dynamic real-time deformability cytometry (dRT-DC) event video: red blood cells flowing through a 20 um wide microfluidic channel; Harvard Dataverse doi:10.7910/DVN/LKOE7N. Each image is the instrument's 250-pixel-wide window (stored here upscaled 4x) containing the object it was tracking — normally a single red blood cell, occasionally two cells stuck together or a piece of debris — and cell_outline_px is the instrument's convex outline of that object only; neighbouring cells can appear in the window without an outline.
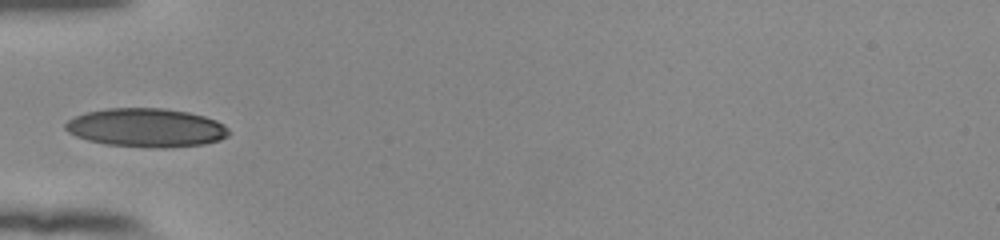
{"species": "human", "species_latin": "Homo sapiens", "temperature_condition": "room temperature", "stored_images_in_passage": 36, "camera_frame_rate_fps": 3000, "um_per_image_px": 0.085, "donor": {"sex": "female"}, "frame": {"image": 1, "passage_image": 1, "time_ms": 0.0, "image_size_px": [1000, 240], "cell_outline_px": [[232, 132], [228, 136], [220, 140], [204, 144], [164, 148], [152, 148], [108, 144], [88, 140], [76, 136], [68, 132], [64, 128], [64, 124], [68, 120], [84, 112], [108, 108], [164, 108], [188, 112], [204, 116], [216, 120], [224, 124]], "centroid_in_image_um": [12.45, 10.85], "position_along_channel_um": 72.5, "area_um2": 37.05}}
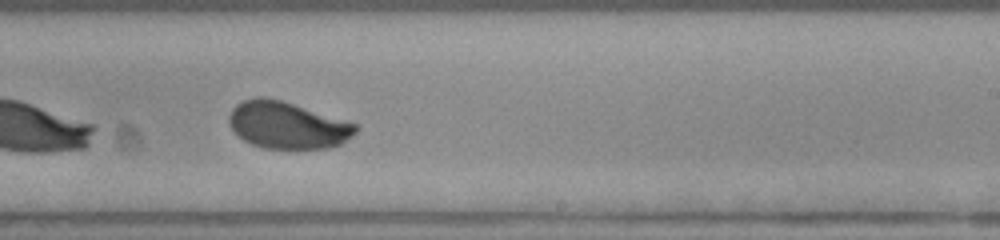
{"frame": {"image": 2, "passage_image": 16, "time_ms": 5.0, "image_size_px": [1000, 240], "cell_outline_px": [[360, 128], [352, 136], [340, 144], [332, 148], [264, 148], [252, 144], [244, 140], [232, 128], [228, 120], [228, 116], [232, 108], [236, 104], [244, 100], [256, 96], [264, 96], [280, 100], [356, 124]], "centroid_in_image_um": [24.41, 10.64], "position_along_channel_um": 264.6, "area_um2": 34.28}}
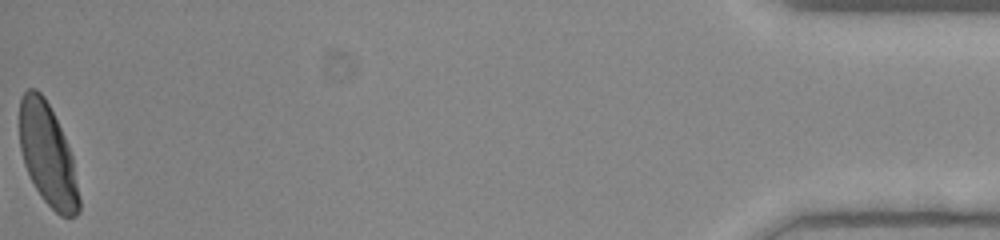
{"frame": {"image": 3, "passage_image": 36, "time_ms": 11.667, "image_size_px": [1000, 240], "cell_outline_px": [[80, 212], [76, 216], [60, 216], [44, 200], [36, 188], [24, 164], [20, 148], [20, 96], [28, 88], [36, 88], [44, 96], [64, 136], [72, 156], [80, 200]], "centroid_in_image_um": [4.05, 13.16], "position_along_channel_um": 431.2, "area_um2": 34.97}, "authors_computed_cell_mechanics": {"area_um2": 35.3736, "velocity_mm_per_s": 3.8545, "shape_relaxation_time_tau1_ms": 2.1137, "shape_relaxation_time_tau2_ms": null, "deformation_change_tau1": 0.1413, "deformation_change_tau2": null}}